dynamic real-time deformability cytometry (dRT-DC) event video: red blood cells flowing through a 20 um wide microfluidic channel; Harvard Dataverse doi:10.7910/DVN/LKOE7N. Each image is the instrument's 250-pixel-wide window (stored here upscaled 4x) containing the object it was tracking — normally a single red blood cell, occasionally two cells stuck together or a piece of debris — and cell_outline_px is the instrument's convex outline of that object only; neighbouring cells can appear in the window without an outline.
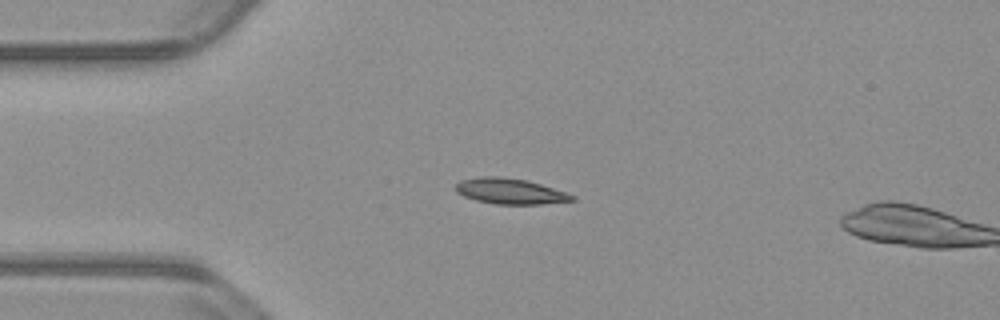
{"species": "common noctule bat (a hibernating species)", "species_latin": "Nyctalus noctula", "temperature_condition": "warm", "stored_images_in_passage": 14, "camera_frame_rate_fps": 3000, "um_per_image_px": 0.085, "animal": {"sex": "male", "body_mass_g": 23.1, "forearm_length_mm": 52.7}, "frame": {"image": 1, "passage_image": 12, "time_ms": 3.667, "image_size_px": [1000, 320], "cell_outline_px": [[576, 200], [540, 204], [496, 204], [476, 200], [464, 196], [456, 192], [456, 184], [460, 180], [480, 176], [500, 176], [528, 180], [568, 192], [576, 196]], "centroid_in_image_um": [43.39, 16.24], "position_along_channel_um": 41.6, "area_um2": 17.57}}